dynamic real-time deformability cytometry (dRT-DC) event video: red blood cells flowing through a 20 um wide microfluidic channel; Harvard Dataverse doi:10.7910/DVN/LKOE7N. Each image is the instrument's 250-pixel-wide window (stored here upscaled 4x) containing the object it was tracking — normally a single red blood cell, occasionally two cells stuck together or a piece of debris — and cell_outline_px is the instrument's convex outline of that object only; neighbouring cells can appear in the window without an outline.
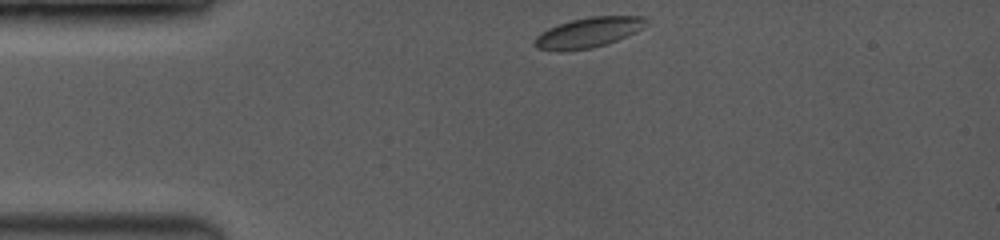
{"species": "common noctule bat (a hibernating species)", "species_latin": "Nyctalus noctula", "temperature_condition": "room temperature", "stored_images_in_passage": 4, "camera_frame_rate_fps": 3500, "um_per_image_px": 0.085, "animal": {"sex": "female", "body_mass_g": 19.0, "forearm_length_mm": 53.3}, "frame": {"image": 1, "passage_image": 1, "time_ms": 0.0, "image_size_px": [1000, 240], "cell_outline_px": [[644, 20], [640, 28], [636, 32], [616, 40], [592, 48], [536, 48], [536, 36], [548, 28], [572, 20], [588, 16], [644, 16]], "centroid_in_image_um": [50.04, 2.71], "position_along_channel_um": 35.0, "area_um2": 18.32}}